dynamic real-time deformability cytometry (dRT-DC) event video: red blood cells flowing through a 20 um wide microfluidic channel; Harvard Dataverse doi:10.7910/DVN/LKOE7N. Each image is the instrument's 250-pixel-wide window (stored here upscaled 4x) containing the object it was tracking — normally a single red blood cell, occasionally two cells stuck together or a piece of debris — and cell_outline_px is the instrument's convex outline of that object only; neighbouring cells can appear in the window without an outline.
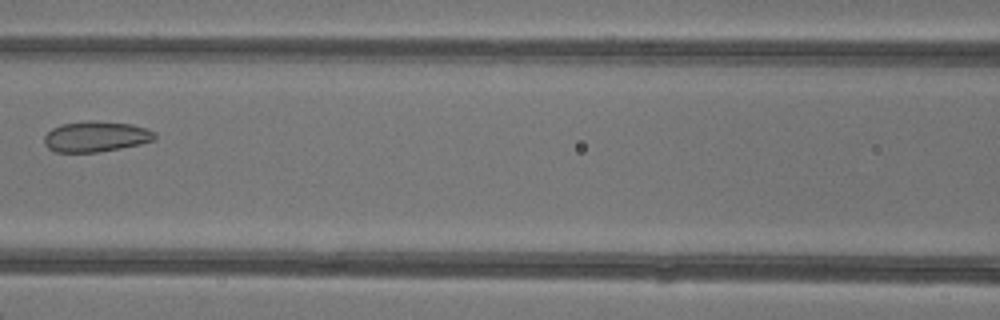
{"species": "common noctule bat (a hibernating species)", "species_latin": "Nyctalus noctula", "temperature_condition": "warm", "stored_images_in_passage": 7, "camera_frame_rate_fps": 3000, "um_per_image_px": 0.085, "animal": {"sex": "female"}, "frame": {"image": 1, "passage_image": 6, "time_ms": 7.667, "image_size_px": [1000, 320], "cell_outline_px": [[156, 136], [152, 140], [140, 144], [120, 148], [96, 152], [56, 152], [48, 148], [44, 144], [44, 136], [52, 128], [60, 124], [84, 120], [92, 120], [132, 124], [156, 132]], "centroid_in_image_um": [8.11, 11.59], "position_along_channel_um": 158.5, "area_um2": 19.77}}
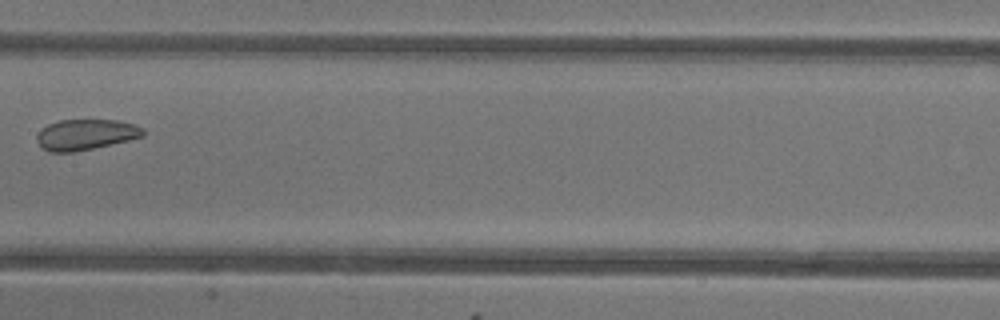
{"frame": {"image": 2, "passage_image": 7, "time_ms": 8.667, "image_size_px": [1000, 320], "cell_outline_px": [[144, 136], [128, 140], [92, 148], [72, 152], [48, 152], [40, 148], [36, 140], [36, 136], [48, 124], [60, 120], [120, 120], [136, 124], [144, 128]], "centroid_in_image_um": [7.29, 11.43], "position_along_channel_um": 200.1, "area_um2": 19.02}}